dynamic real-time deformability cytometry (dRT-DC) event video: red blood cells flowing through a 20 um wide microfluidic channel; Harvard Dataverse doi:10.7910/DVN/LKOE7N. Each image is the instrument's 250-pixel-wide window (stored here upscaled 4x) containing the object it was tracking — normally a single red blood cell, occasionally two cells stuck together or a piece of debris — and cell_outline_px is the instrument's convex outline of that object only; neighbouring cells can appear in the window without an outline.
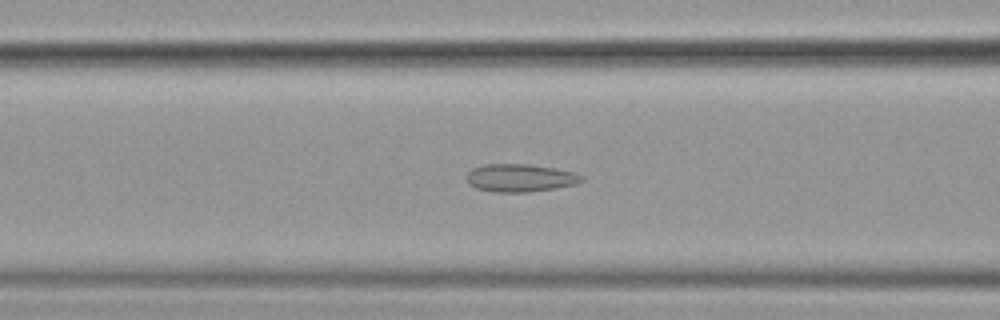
{"species": "common noctule bat (a hibernating species)", "species_latin": "Nyctalus noctula", "temperature_condition": "cold", "stored_images_in_passage": 56, "camera_frame_rate_fps": 3000, "um_per_image_px": 0.085, "animal": {"sex": "female", "body_mass_g": 19.9}, "frame": {"image": 1, "passage_image": 23, "time_ms": 7.333, "image_size_px": [1000, 320], "cell_outline_px": [[584, 180], [576, 184], [528, 192], [492, 192], [476, 188], [468, 184], [464, 176], [472, 168], [484, 164], [528, 164], [576, 172], [584, 176]], "centroid_in_image_um": [44.17, 15.12], "position_along_channel_um": 122.4, "area_um2": 18.79}}
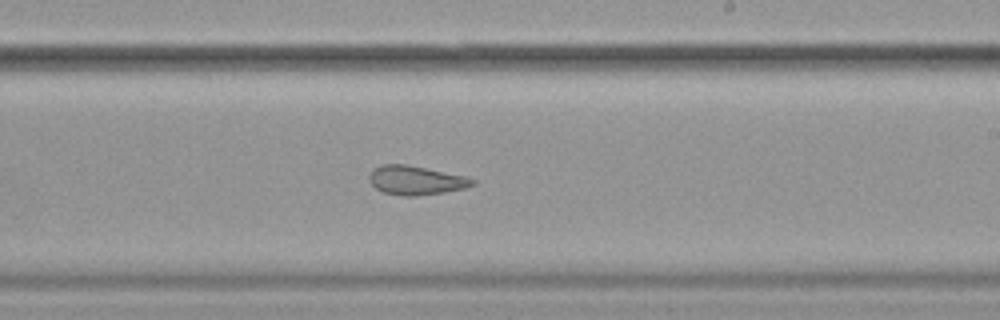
{"frame": {"image": 2, "passage_image": 34, "time_ms": 11.0, "image_size_px": [1000, 320], "cell_outline_px": [[476, 184], [464, 188], [444, 192], [416, 196], [404, 196], [384, 192], [376, 188], [368, 180], [368, 176], [372, 168], [380, 164], [404, 164], [464, 176], [476, 180]], "centroid_in_image_um": [35.3, 15.32], "position_along_channel_um": 253.7, "area_um2": 17.34}}
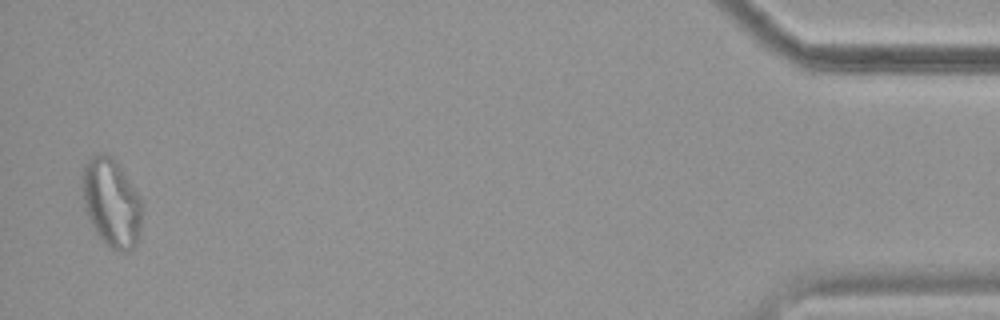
{"frame": {"image": 3, "passage_image": 55, "time_ms": 18.0, "image_size_px": [1000, 320], "cell_outline_px": [[140, 232], [136, 244], [128, 252], [116, 252], [96, 232], [84, 208], [80, 184], [80, 176], [84, 164], [96, 152], [112, 156], [120, 164], [140, 196]], "centroid_in_image_um": [9.44, 17.17], "position_along_channel_um": 425.8, "area_um2": 31.1}, "authors_computed_cell_mechanics": {"area_um2": 22.1374, "velocity_mm_per_s": 3.5906, "shape_relaxation_time_tau1_ms": null, "shape_relaxation_time_tau2_ms": 2.0713, "deformation_change_tau1": null, "deformation_change_tau2": 0.1021}}